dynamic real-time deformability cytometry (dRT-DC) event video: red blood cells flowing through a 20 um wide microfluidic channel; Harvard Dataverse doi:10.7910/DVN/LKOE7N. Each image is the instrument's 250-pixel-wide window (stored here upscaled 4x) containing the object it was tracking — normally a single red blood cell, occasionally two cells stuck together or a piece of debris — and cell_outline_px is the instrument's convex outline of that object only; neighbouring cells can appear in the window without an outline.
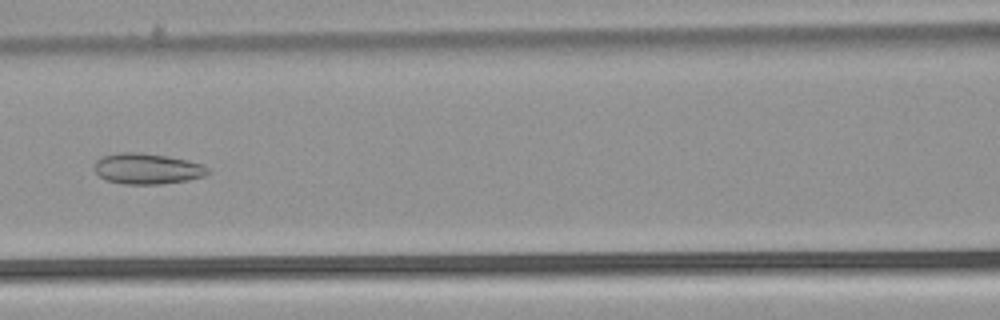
{"species": "common noctule bat (a hibernating species)", "species_latin": "Nyctalus noctula", "temperature_condition": "warm", "stored_images_in_passage": 53, "camera_frame_rate_fps": 3000, "um_per_image_px": 0.085, "animal": {"sex": "male", "body_mass_g": 21.5, "forearm_length_mm": 52.0}, "frame": {"image": 1, "passage_image": 24, "time_ms": 7.667, "image_size_px": [1000, 320], "cell_outline_px": [[212, 172], [204, 176], [188, 180], [160, 184], [124, 184], [104, 180], [92, 168], [96, 160], [100, 156], [120, 152], [140, 152], [168, 156], [188, 160], [200, 164], [208, 168]], "centroid_in_image_um": [12.48, 14.33], "position_along_channel_um": 154.1, "area_um2": 20.63}}
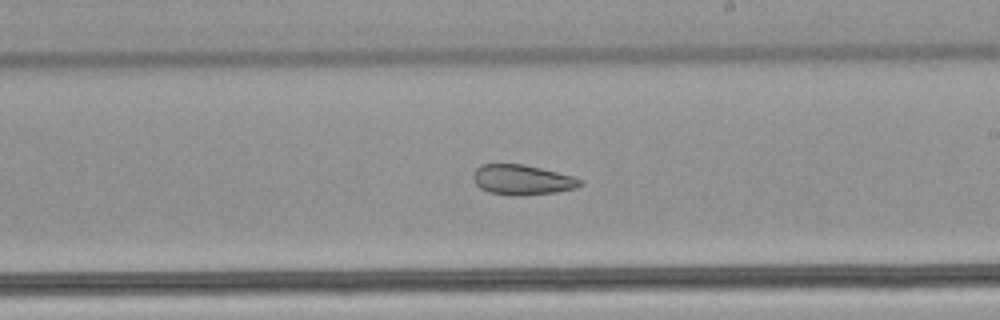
{"frame": {"image": 2, "passage_image": 31, "time_ms": 10.0, "image_size_px": [1000, 320], "cell_outline_px": [[584, 184], [576, 188], [556, 192], [520, 196], [512, 196], [488, 192], [480, 188], [476, 184], [472, 176], [476, 168], [480, 164], [524, 164], [572, 176], [584, 180]], "centroid_in_image_um": [44.38, 15.29], "position_along_channel_um": 244.6, "area_um2": 18.9}}
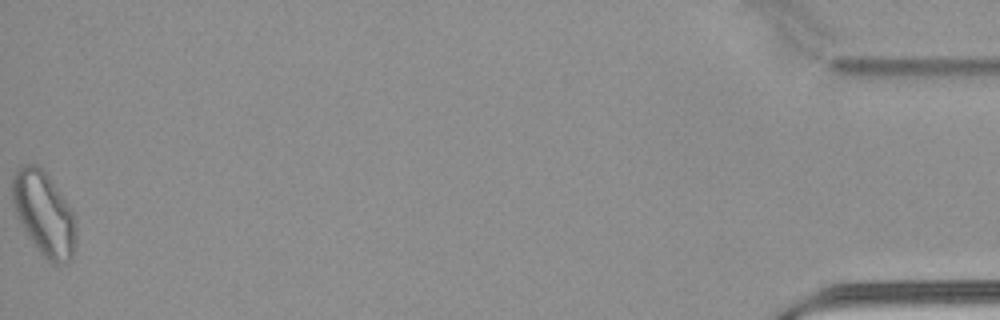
{"frame": {"image": 3, "passage_image": 53, "time_ms": 17.333, "image_size_px": [1000, 320], "cell_outline_px": [[76, 248], [72, 256], [68, 260], [56, 264], [52, 264], [40, 252], [28, 236], [12, 204], [12, 176], [16, 168], [24, 164], [36, 164], [48, 176], [76, 216]], "centroid_in_image_um": [3.74, 18.15], "position_along_channel_um": 431.5, "area_um2": 30.87}, "authors_computed_cell_mechanics": {"area_um2": 25.5476, "velocity_mm_per_s": 3.8991, "shape_relaxation_time_tau1_ms": null, "shape_relaxation_time_tau2_ms": 2.8632, "deformation_change_tau1": null, "deformation_change_tau2": 0.0987}}